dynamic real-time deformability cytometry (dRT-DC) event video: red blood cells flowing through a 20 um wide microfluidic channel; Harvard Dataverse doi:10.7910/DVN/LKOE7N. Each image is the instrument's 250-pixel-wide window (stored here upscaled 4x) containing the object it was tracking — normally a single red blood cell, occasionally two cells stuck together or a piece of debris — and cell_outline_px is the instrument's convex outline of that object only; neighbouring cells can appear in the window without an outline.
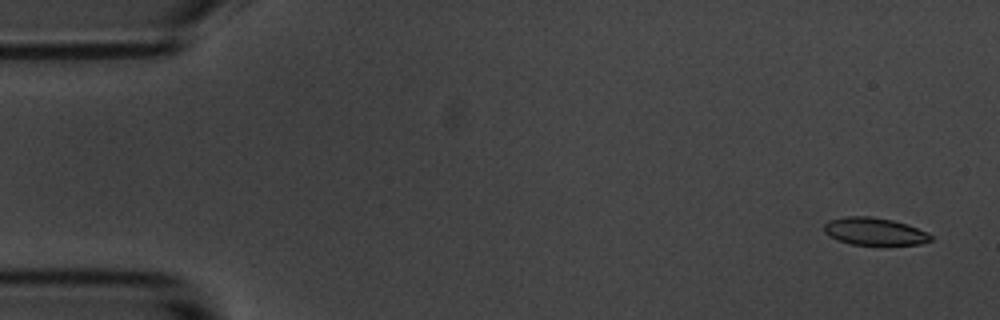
{"species": "common noctule bat (a hibernating species)", "species_latin": "Nyctalus noctula", "temperature_condition": "room temperature", "stored_images_in_passage": 5, "camera_frame_rate_fps": 3000, "um_per_image_px": 0.085, "animal": {"sex": "male", "body_mass_g": 20.1, "forearm_length_mm": 53.5}, "frame": {"image": 1, "passage_image": 1, "time_ms": 0.0, "image_size_px": [1000, 320], "cell_outline_px": [[932, 240], [920, 244], [852, 244], [828, 236], [824, 232], [824, 224], [828, 220], [844, 216], [872, 216], [892, 220], [908, 224], [928, 232], [932, 236]], "centroid_in_image_um": [74.32, 19.65], "position_along_channel_um": 10.7, "area_um2": 17.05}}
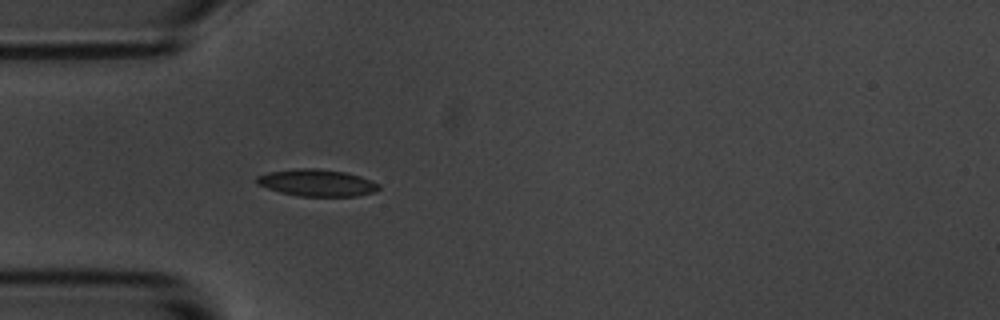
{"frame": {"image": 2, "passage_image": 5, "time_ms": 4.667, "image_size_px": [1000, 320], "cell_outline_px": [[380, 188], [376, 192], [356, 196], [300, 196], [280, 192], [256, 184], [256, 176], [268, 172], [296, 168], [320, 168], [344, 172], [360, 176], [372, 180], [380, 184]], "centroid_in_image_um": [26.95, 15.53], "position_along_channel_um": 58.0, "area_um2": 19.31}}